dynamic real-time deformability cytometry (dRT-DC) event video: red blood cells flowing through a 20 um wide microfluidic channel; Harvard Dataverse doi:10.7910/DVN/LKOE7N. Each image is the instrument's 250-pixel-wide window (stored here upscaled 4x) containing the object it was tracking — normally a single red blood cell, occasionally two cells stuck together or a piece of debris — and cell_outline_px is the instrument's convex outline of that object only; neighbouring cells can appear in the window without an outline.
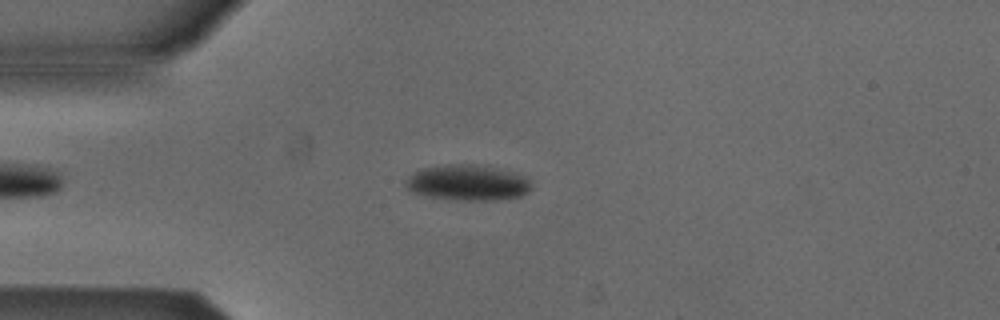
{"species": "Egyptian fruit bat (a non-hibernating species)", "species_latin": "Rousettus aegyptiacus", "temperature_condition": "cold", "stored_images_in_passage": 50, "camera_frame_rate_fps": 3000, "um_per_image_px": 0.085, "animal": {"sex": "male"}, "frame": {"image": 1, "passage_image": 11, "time_ms": 3.333, "image_size_px": [1000, 320], "cell_outline_px": [[532, 188], [528, 192], [520, 196], [492, 200], [464, 200], [428, 196], [412, 192], [404, 184], [404, 180], [408, 176], [424, 168], [444, 164], [488, 164], [524, 176], [528, 180]], "centroid_in_image_um": [39.76, 15.5], "position_along_channel_um": 45.2, "area_um2": 26.18}}
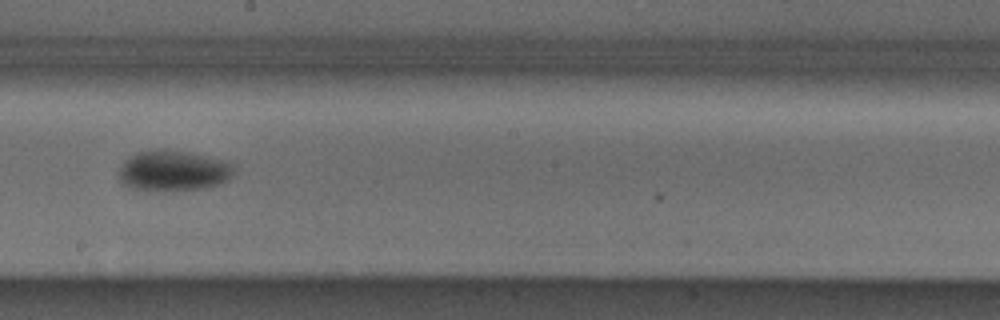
{"frame": {"image": 2, "passage_image": 27, "time_ms": 8.667, "image_size_px": [1000, 320], "cell_outline_px": [[232, 172], [220, 184], [208, 188], [164, 192], [156, 192], [132, 188], [124, 184], [116, 176], [120, 168], [136, 152], [180, 152], [220, 160], [228, 164], [232, 168]], "centroid_in_image_um": [14.65, 14.6], "position_along_channel_um": 233.6, "area_um2": 26.13}}
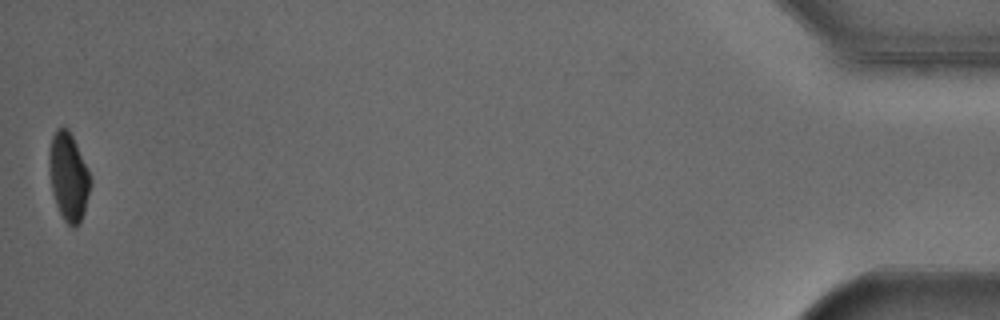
{"frame": {"image": 3, "passage_image": 50, "time_ms": 16.333, "image_size_px": [1000, 320], "cell_outline_px": [[92, 184], [84, 212], [80, 224], [76, 228], [72, 228], [64, 220], [56, 204], [52, 192], [48, 164], [48, 160], [52, 136], [56, 128], [68, 128], [76, 144], [92, 180]], "centroid_in_image_um": [5.83, 15.06], "position_along_channel_um": 429.4, "area_um2": 21.15}, "authors_computed_cell_mechanics": {"area_um2": 24.5939, "velocity_mm_per_s": 3.8628, "shape_relaxation_time_tau1_ms": 2.6203, "shape_relaxation_time_tau2_ms": null, "deformation_change_tau1": 0.0933, "deformation_change_tau2": null}}